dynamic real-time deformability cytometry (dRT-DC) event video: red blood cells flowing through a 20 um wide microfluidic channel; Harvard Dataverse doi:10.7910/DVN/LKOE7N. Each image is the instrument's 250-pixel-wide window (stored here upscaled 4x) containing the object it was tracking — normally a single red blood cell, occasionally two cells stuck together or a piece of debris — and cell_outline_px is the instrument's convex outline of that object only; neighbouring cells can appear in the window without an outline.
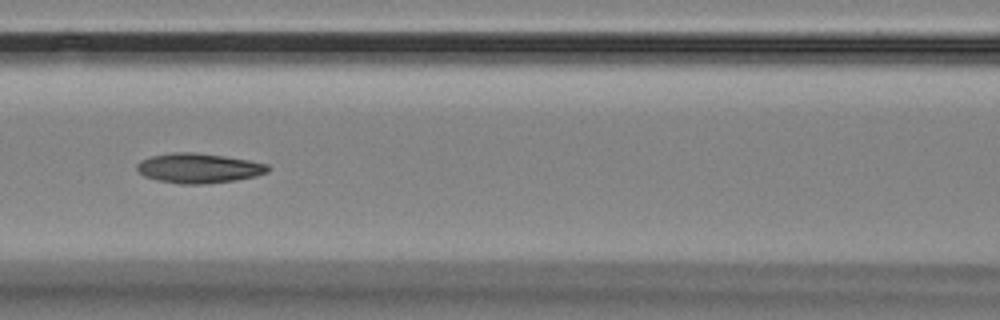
{"species": "Egyptian fruit bat (a non-hibernating species)", "species_latin": "Rousettus aegyptiacus", "temperature_condition": "room temperature", "stored_images_in_passage": 7, "camera_frame_rate_fps": 3000, "um_per_image_px": 0.085, "animal": {"sex": "female"}, "frame": {"image": 1, "passage_image": 7, "time_ms": 7.667, "image_size_px": [1000, 320], "cell_outline_px": [[272, 168], [268, 172], [256, 176], [236, 180], [204, 184], [180, 184], [156, 180], [144, 176], [136, 168], [136, 164], [140, 160], [152, 156], [172, 152], [196, 152], [224, 156], [248, 160], [268, 164]], "centroid_in_image_um": [16.9, 14.29], "position_along_channel_um": 149.7, "area_um2": 22.89}}